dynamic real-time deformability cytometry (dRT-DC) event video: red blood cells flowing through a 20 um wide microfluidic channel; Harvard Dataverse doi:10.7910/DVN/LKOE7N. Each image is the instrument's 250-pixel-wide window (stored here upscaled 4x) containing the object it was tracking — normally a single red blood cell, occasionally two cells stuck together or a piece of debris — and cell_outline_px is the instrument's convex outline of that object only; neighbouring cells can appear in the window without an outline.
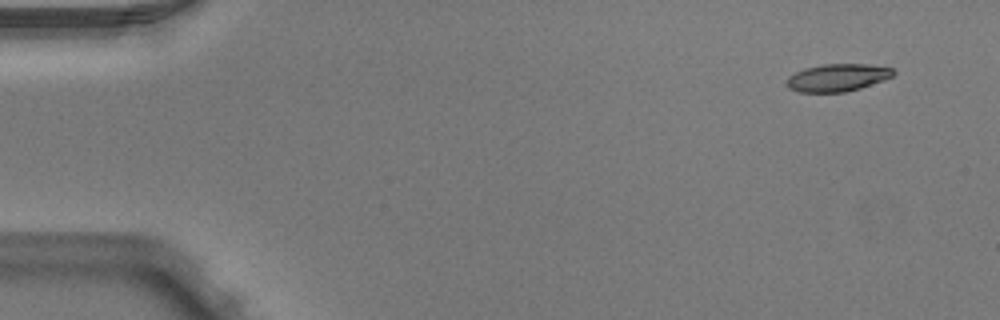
{"species": "Egyptian fruit bat (a non-hibernating species)", "species_latin": "Rousettus aegyptiacus", "temperature_condition": "warm", "stored_images_in_passage": 4, "camera_frame_rate_fps": 3000, "um_per_image_px": 0.085, "animal": {"sex": "male"}, "frame": {"image": 1, "passage_image": 1, "time_ms": 0.0, "image_size_px": [1000, 320], "cell_outline_px": [[896, 72], [892, 76], [884, 80], [860, 88], [844, 92], [800, 92], [788, 88], [788, 76], [804, 68], [824, 64], [868, 64], [892, 68]], "centroid_in_image_um": [71.2, 6.59], "position_along_channel_um": 13.8, "area_um2": 16.99}}
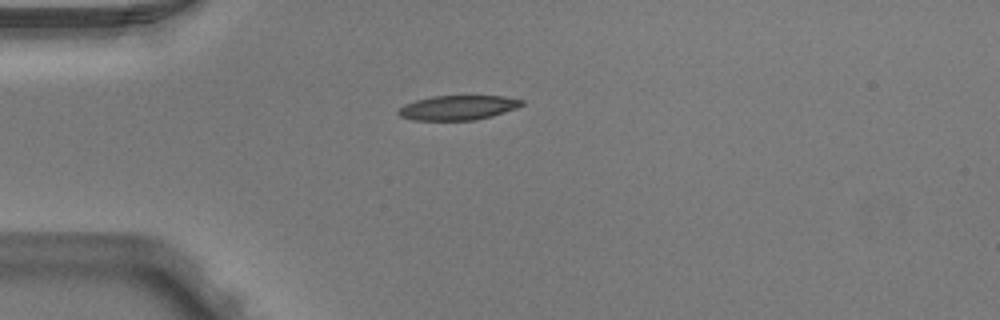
{"frame": {"image": 2, "passage_image": 4, "time_ms": 1.0, "image_size_px": [1000, 320], "cell_outline_px": [[524, 104], [516, 108], [492, 116], [476, 120], [412, 120], [400, 116], [396, 112], [404, 104], [416, 100], [432, 96], [504, 96], [524, 100]], "centroid_in_image_um": [38.92, 9.15], "position_along_channel_um": 46.1, "area_um2": 17.69}}